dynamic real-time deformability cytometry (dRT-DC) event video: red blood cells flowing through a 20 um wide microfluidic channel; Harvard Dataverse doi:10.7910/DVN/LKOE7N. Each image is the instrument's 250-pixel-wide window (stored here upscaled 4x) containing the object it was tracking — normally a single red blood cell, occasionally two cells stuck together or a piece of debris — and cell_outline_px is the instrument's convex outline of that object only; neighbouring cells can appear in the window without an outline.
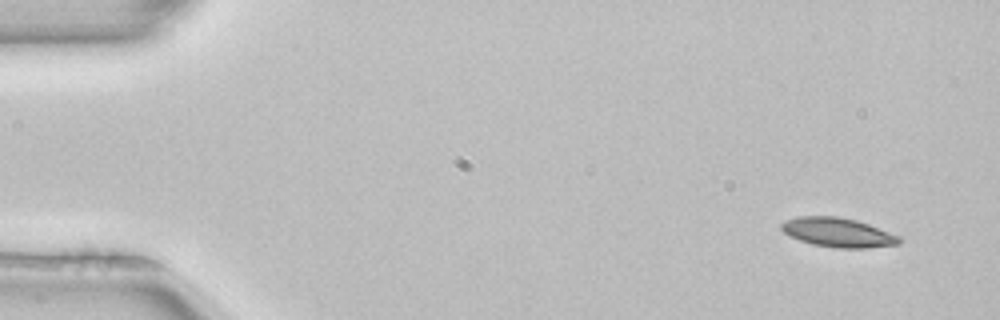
{"species": "common noctule bat (a hibernating species)", "species_latin": "Nyctalus noctula", "temperature_condition": "room temperature", "stored_images_in_passage": 4, "camera_frame_rate_fps": 3000, "um_per_image_px": 0.085, "animal": {"sex": "female", "body_mass_g": 22.7, "forearm_length_mm": 54.2}, "frame": {"image": 1, "passage_image": 1, "time_ms": 0.0, "image_size_px": [1000, 320], "cell_outline_px": [[904, 240], [900, 244], [868, 248], [836, 248], [812, 244], [800, 240], [784, 232], [780, 228], [780, 224], [784, 220], [796, 216], [836, 216], [856, 220], [868, 224], [900, 236]], "centroid_in_image_um": [71.24, 19.76], "position_along_channel_um": 13.8, "area_um2": 20.23}}